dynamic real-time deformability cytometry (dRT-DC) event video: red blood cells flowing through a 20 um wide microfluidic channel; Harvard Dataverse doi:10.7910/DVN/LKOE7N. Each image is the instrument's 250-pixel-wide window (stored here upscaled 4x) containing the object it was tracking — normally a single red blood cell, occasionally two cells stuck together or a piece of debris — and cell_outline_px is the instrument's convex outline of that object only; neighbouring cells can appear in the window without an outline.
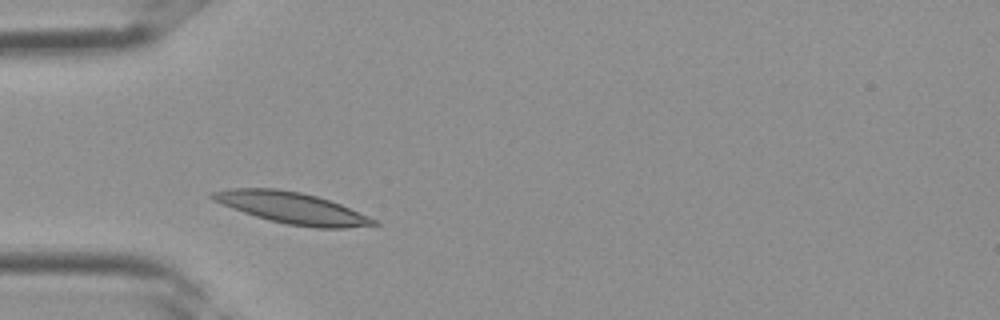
{"species": "Egyptian fruit bat (a non-hibernating species)", "species_latin": "Rousettus aegyptiacus", "temperature_condition": "room temperature", "stored_images_in_passage": 2, "camera_frame_rate_fps": 3000, "um_per_image_px": 0.085, "frame": {"image": 1, "passage_image": 2, "time_ms": 0.333, "image_size_px": [1000, 320], "cell_outline_px": [[380, 224], [344, 228], [316, 228], [288, 224], [256, 216], [232, 208], [212, 200], [208, 196], [212, 192], [228, 188], [276, 188], [300, 192], [316, 196], [340, 204], [368, 216], [376, 220]], "centroid_in_image_um": [24.79, 17.66], "position_along_channel_um": 60.2, "area_um2": 29.13}}